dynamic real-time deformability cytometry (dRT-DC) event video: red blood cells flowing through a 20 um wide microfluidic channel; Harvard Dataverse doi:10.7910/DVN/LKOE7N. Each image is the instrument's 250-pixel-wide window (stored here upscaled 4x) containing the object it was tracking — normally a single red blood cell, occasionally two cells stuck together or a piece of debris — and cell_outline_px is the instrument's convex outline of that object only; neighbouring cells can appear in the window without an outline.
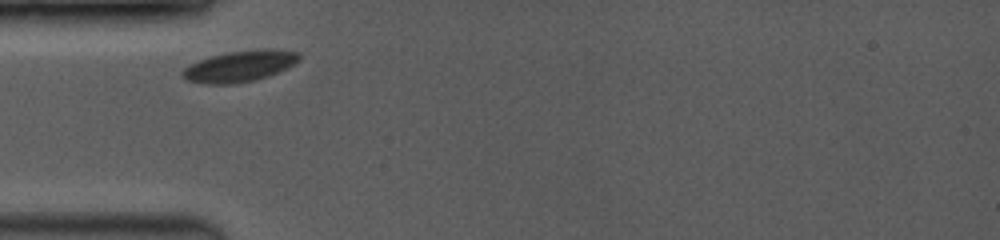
{"species": "common noctule bat (a hibernating species)", "species_latin": "Nyctalus noctula", "temperature_condition": "room temperature", "stored_images_in_passage": 2, "camera_frame_rate_fps": 3500, "um_per_image_px": 0.085, "animal": {"sex": "female", "body_mass_g": 19.0, "forearm_length_mm": 53.3}, "frame": {"image": 1, "passage_image": 1, "time_ms": 0.0, "image_size_px": [1000, 240], "cell_outline_px": [[300, 60], [268, 76], [252, 80], [232, 84], [204, 84], [188, 80], [180, 76], [180, 72], [184, 68], [200, 60], [212, 56], [228, 52], [260, 48], [272, 48], [300, 52]], "centroid_in_image_um": [20.37, 5.61], "position_along_channel_um": 64.6, "area_um2": 21.04}}
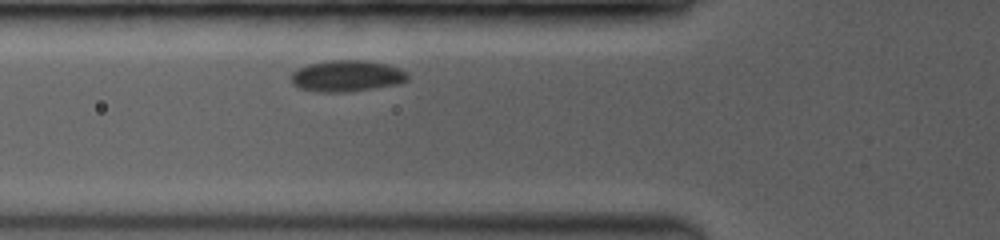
{"frame": {"image": 2, "passage_image": 2, "time_ms": 0.857, "image_size_px": [1000, 240], "cell_outline_px": [[408, 80], [400, 84], [348, 92], [320, 92], [300, 88], [292, 84], [292, 72], [308, 64], [332, 60], [360, 60], [388, 64], [408, 72]], "centroid_in_image_um": [29.52, 6.46], "position_along_channel_um": 96.3, "area_um2": 21.27}}